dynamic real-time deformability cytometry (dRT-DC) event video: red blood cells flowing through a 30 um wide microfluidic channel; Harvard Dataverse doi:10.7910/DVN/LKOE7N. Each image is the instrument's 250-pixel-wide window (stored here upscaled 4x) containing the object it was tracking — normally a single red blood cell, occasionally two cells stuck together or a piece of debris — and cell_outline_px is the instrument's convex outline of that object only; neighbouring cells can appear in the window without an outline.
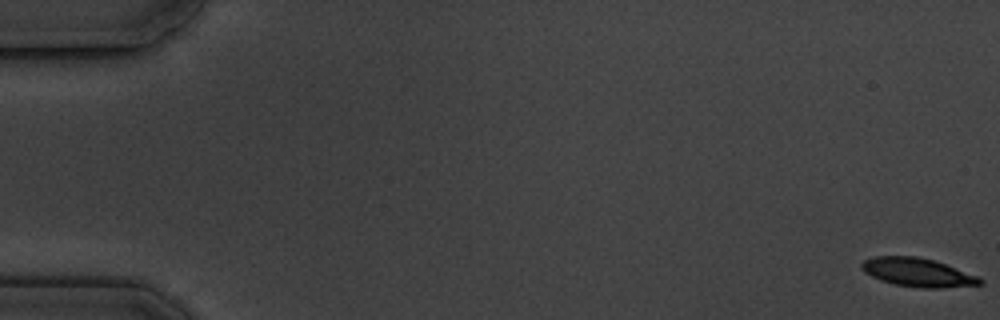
{"species": "common noctule bat (a hibernating species)", "species_latin": "Nyctalus noctula", "temperature_condition": "cold", "stored_images_in_passage": 4, "camera_frame_rate_fps": 3000, "um_per_image_px": 0.085, "animal": {"sex": "male", "body_mass_g": 19.5, "forearm_length_mm": 54.6}, "frame": {"image": 1, "passage_image": 1, "time_ms": 0.0, "image_size_px": [1000, 320], "cell_outline_px": [[984, 284], [940, 288], [924, 288], [896, 284], [880, 280], [864, 272], [860, 268], [860, 264], [864, 260], [872, 256], [916, 256], [932, 260], [944, 264], [976, 276], [984, 280]], "centroid_in_image_um": [77.96, 23.15], "position_along_channel_um": 7.0, "area_um2": 19.48}}